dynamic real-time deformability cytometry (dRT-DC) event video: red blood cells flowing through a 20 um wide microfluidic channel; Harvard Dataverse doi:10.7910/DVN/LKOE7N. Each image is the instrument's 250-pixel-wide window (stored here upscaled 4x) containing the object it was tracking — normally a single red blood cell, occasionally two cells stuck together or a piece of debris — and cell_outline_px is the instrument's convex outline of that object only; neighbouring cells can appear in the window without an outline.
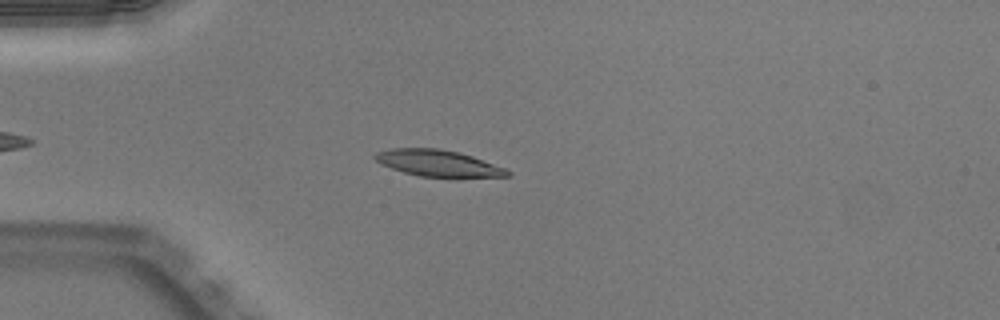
{"species": "Egyptian fruit bat (a non-hibernating species)", "species_latin": "Rousettus aegyptiacus", "temperature_condition": "warm", "stored_images_in_passage": 47, "camera_frame_rate_fps": 3000, "um_per_image_px": 0.085, "animal": {"sex": "male"}, "frame": {"image": 1, "passage_image": 14, "time_ms": 4.333, "image_size_px": [1000, 320], "cell_outline_px": [[512, 172], [508, 176], [420, 176], [404, 172], [392, 168], [376, 160], [372, 156], [376, 152], [392, 148], [436, 148], [460, 152], [472, 156], [504, 168]], "centroid_in_image_um": [37.2, 13.84], "position_along_channel_um": 47.8, "area_um2": 19.83}}
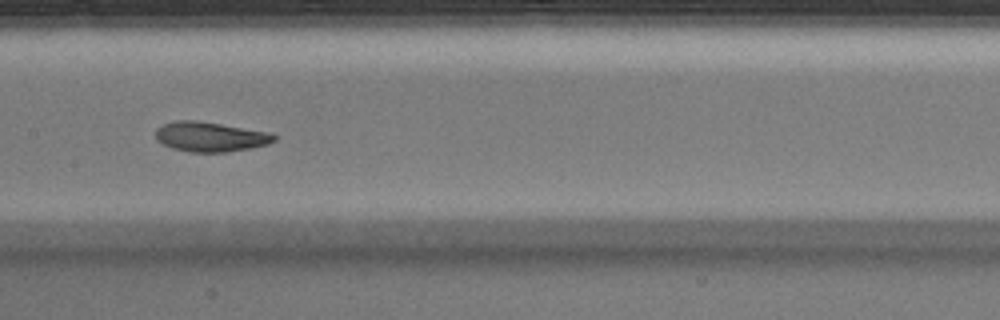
{"frame": {"image": 2, "passage_image": 26, "time_ms": 8.333, "image_size_px": [1000, 320], "cell_outline_px": [[276, 140], [268, 144], [252, 148], [228, 152], [188, 152], [172, 148], [156, 140], [156, 128], [164, 124], [176, 120], [196, 120], [220, 124], [264, 132], [276, 136]], "centroid_in_image_um": [17.83, 11.64], "position_along_channel_um": 189.6, "area_um2": 20.35}}
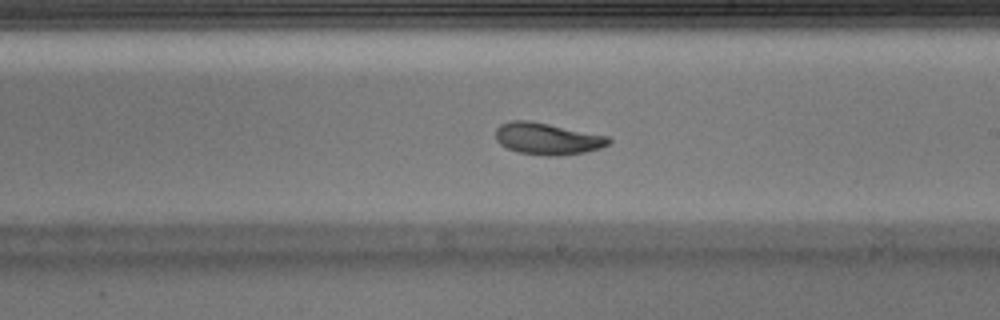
{"frame": {"image": 3, "passage_image": 30, "time_ms": 9.667, "image_size_px": [1000, 320], "cell_outline_px": [[612, 140], [608, 144], [600, 148], [584, 152], [560, 156], [548, 156], [520, 152], [508, 148], [500, 144], [496, 140], [496, 128], [500, 124], [512, 120], [532, 120], [608, 136]], "centroid_in_image_um": [46.52, 11.78], "position_along_channel_um": 242.5, "area_um2": 20.98}, "authors_computed_cell_mechanics": {"area_um2": 20.519, "velocity_mm_per_s": 3.9823, "shape_relaxation_time_tau1_ms": 2.6123, "shape_relaxation_time_tau2_ms": 1.4817, "deformation_change_tau1": 0.1448, "deformation_change_tau2": 0.076}}